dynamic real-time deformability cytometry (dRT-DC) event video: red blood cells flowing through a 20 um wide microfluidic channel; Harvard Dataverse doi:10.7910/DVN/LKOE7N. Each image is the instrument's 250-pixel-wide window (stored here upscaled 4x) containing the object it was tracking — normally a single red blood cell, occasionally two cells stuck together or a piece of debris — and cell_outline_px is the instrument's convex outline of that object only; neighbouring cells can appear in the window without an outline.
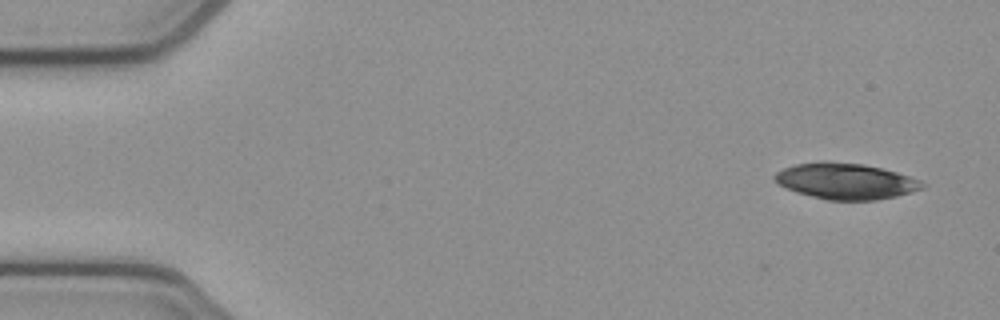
{"species": "common noctule bat (a hibernating species)", "species_latin": "Nyctalus noctula", "temperature_condition": "cold", "stored_images_in_passage": 3, "camera_frame_rate_fps": 3000, "um_per_image_px": 0.085, "animal": {"sex": "female", "body_mass_g": 21.9}, "frame": {"image": 1, "passage_image": 3, "time_ms": 0.667, "image_size_px": [1000, 320], "cell_outline_px": [[928, 184], [924, 188], [912, 192], [896, 196], [876, 200], [828, 200], [796, 192], [776, 184], [772, 180], [772, 176], [776, 172], [784, 168], [796, 164], [864, 164], [896, 172], [920, 180]], "centroid_in_image_um": [71.9, 15.44], "position_along_channel_um": 13.1, "area_um2": 30.29}}